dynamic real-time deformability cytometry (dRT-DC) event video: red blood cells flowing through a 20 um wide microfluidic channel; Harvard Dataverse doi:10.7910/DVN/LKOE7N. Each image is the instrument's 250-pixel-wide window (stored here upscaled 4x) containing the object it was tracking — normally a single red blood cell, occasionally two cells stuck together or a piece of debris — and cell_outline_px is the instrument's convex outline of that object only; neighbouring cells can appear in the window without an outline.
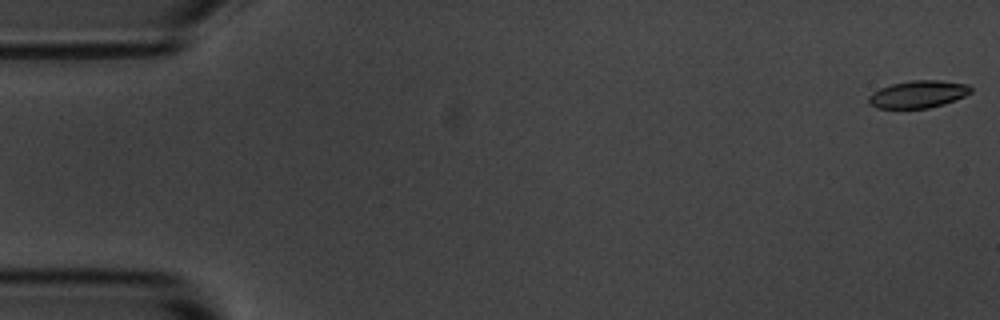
{"species": "common noctule bat (a hibernating species)", "species_latin": "Nyctalus noctula", "temperature_condition": "room temperature", "stored_images_in_passage": 55, "camera_frame_rate_fps": 3000, "um_per_image_px": 0.085, "animal": {"sex": "male", "body_mass_g": 20.1, "forearm_length_mm": 53.5}, "frame": {"image": 1, "passage_image": 1, "time_ms": 0.0, "image_size_px": [1000, 320], "cell_outline_px": [[972, 92], [964, 96], [944, 104], [928, 108], [876, 108], [868, 100], [868, 96], [872, 92], [880, 88], [892, 84], [912, 80], [940, 80], [968, 84], [972, 88]], "centroid_in_image_um": [78.06, 8.0], "position_along_channel_um": 6.9, "area_um2": 16.24}}
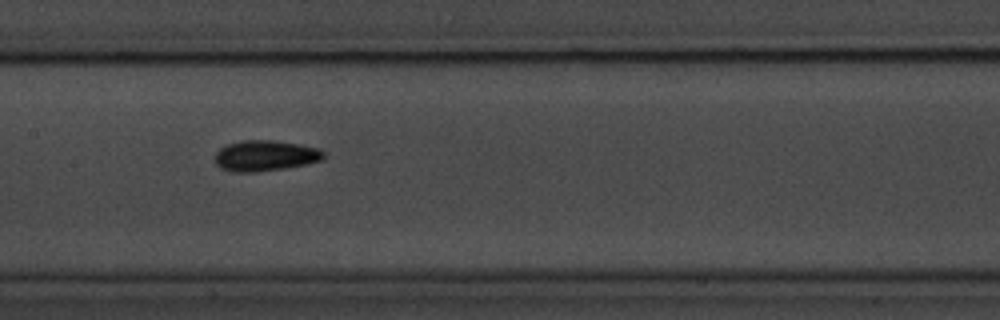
{"frame": {"image": 2, "passage_image": 27, "time_ms": 8.667, "image_size_px": [1000, 320], "cell_outline_px": [[324, 156], [320, 160], [304, 164], [284, 168], [252, 172], [232, 172], [220, 168], [216, 164], [216, 152], [220, 148], [228, 144], [240, 140], [272, 140], [300, 144], [320, 148], [324, 152]], "centroid_in_image_um": [22.52, 13.22], "position_along_channel_um": 184.9, "area_um2": 19.36}}
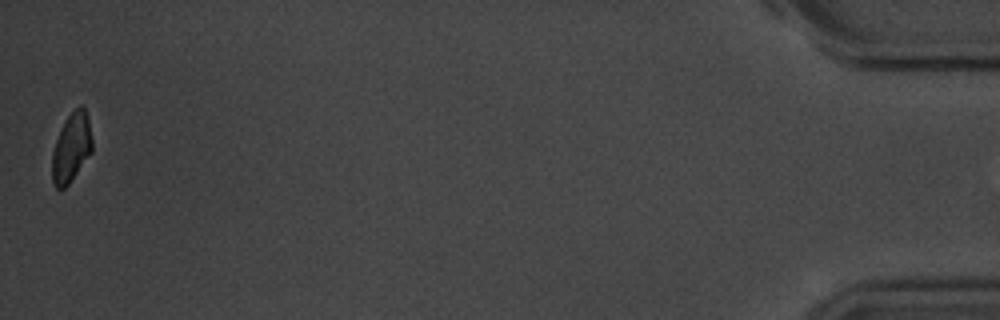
{"frame": {"image": 3, "passage_image": 55, "time_ms": 18.0, "image_size_px": [1000, 320], "cell_outline_px": [[92, 152], [68, 184], [64, 188], [56, 188], [52, 180], [52, 152], [56, 140], [68, 116], [80, 104], [84, 108], [88, 120], [92, 140]], "centroid_in_image_um": [6.07, 12.57], "position_along_channel_um": 429.1, "area_um2": 15.72}, "authors_computed_cell_mechanics": {"area_um2": 17.4556, "velocity_mm_per_s": 3.6399, "shape_relaxation_time_tau1_ms": 2.406, "shape_relaxation_time_tau2_ms": 10.5489, "deformation_change_tau1": 0.0991, "deformation_change_tau2": 0.1609}}